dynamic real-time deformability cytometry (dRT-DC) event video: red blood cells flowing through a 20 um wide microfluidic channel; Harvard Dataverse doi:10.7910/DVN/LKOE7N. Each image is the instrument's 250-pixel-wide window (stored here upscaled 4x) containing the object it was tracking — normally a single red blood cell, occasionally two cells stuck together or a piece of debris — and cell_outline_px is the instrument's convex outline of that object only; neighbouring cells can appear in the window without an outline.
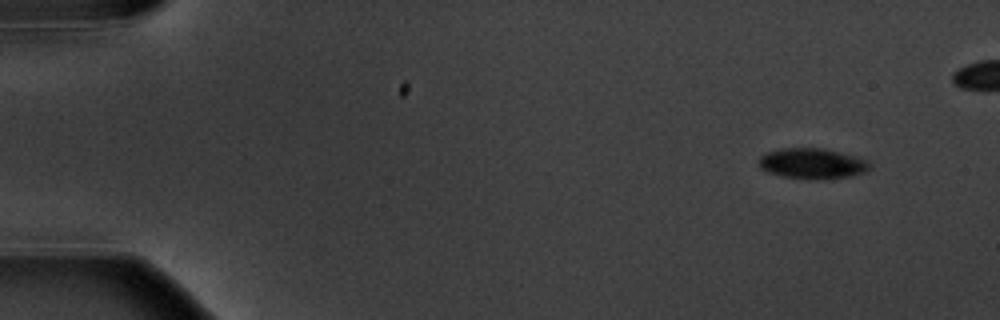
{"species": "common noctule bat (a hibernating species)", "species_latin": "Nyctalus noctula", "temperature_condition": "warm", "stored_images_in_passage": 10, "camera_frame_rate_fps": 3000, "um_per_image_px": 0.085, "animal": {"sex": "male", "body_mass_g": 20.1, "forearm_length_mm": 53.5}, "frame": {"image": 1, "passage_image": 1, "time_ms": 0.0, "image_size_px": [1000, 320], "cell_outline_px": [[868, 168], [864, 172], [848, 176], [784, 176], [768, 172], [760, 168], [760, 156], [768, 152], [784, 148], [824, 148], [852, 156], [864, 160], [868, 164]], "centroid_in_image_um": [68.96, 13.84], "position_along_channel_um": 16.0, "area_um2": 18.21}}
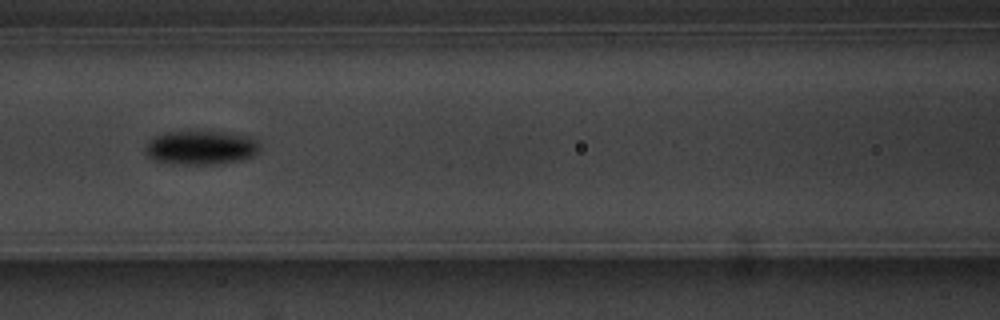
{"frame": {"image": 2, "passage_image": 7, "time_ms": 7.0, "image_size_px": [1000, 320], "cell_outline_px": [[260, 152], [252, 156], [240, 160], [220, 164], [180, 164], [156, 160], [148, 156], [144, 152], [144, 148], [148, 140], [152, 136], [168, 132], [224, 132], [252, 136], [260, 140]], "centroid_in_image_um": [17.12, 12.54], "position_along_channel_um": 149.5, "area_um2": 22.95}}